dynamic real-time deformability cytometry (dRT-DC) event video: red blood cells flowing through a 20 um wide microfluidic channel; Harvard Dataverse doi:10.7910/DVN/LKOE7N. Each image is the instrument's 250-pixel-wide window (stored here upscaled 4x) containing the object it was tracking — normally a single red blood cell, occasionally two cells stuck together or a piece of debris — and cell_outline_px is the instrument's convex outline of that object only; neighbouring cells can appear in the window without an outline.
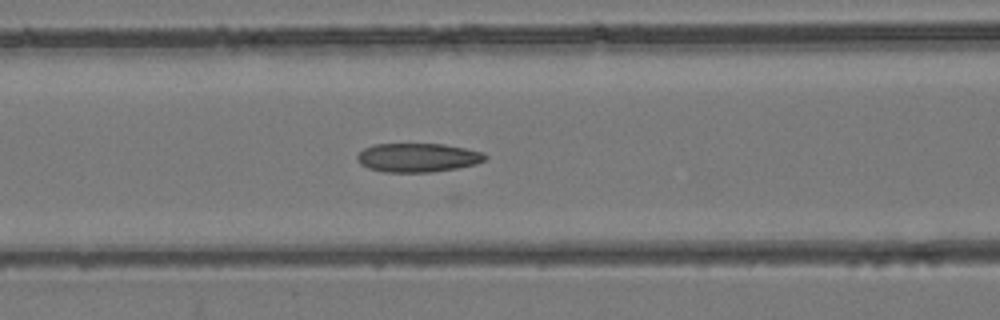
{"species": "common noctule bat (a hibernating species)", "species_latin": "Nyctalus noctula", "temperature_condition": "room temperature", "stored_images_in_passage": 22, "camera_frame_rate_fps": 3000, "um_per_image_px": 0.085, "animal": {"sex": "female", "body_mass_g": 24.6, "forearm_length_mm": 56.2}, "frame": {"image": 1, "passage_image": 5, "time_ms": 1.333, "image_size_px": [1000, 320], "cell_outline_px": [[488, 156], [484, 160], [476, 164], [456, 168], [432, 172], [384, 172], [368, 168], [360, 164], [356, 160], [356, 156], [364, 148], [372, 144], [444, 144], [484, 152]], "centroid_in_image_um": [35.49, 13.39], "position_along_channel_um": 131.1, "area_um2": 21.62}}
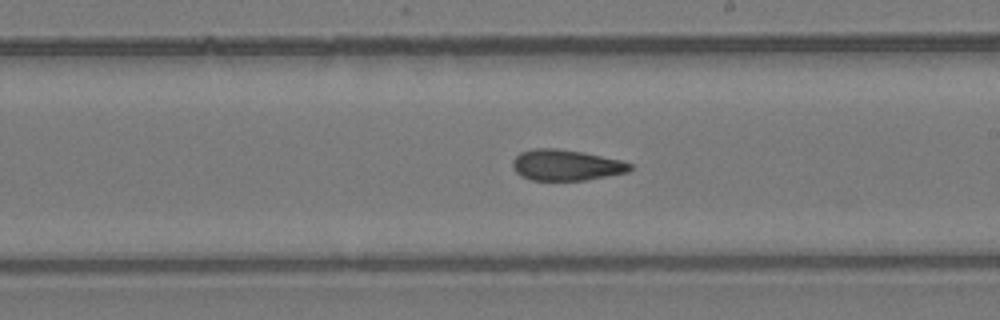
{"frame": {"image": 2, "passage_image": 12, "time_ms": 3.667, "image_size_px": [1000, 320], "cell_outline_px": [[632, 168], [628, 172], [584, 180], [532, 180], [520, 176], [512, 168], [512, 160], [520, 152], [532, 148], [556, 148], [584, 152], [620, 160], [632, 164]], "centroid_in_image_um": [48.08, 14.02], "position_along_channel_um": 240.9, "area_um2": 21.21}}
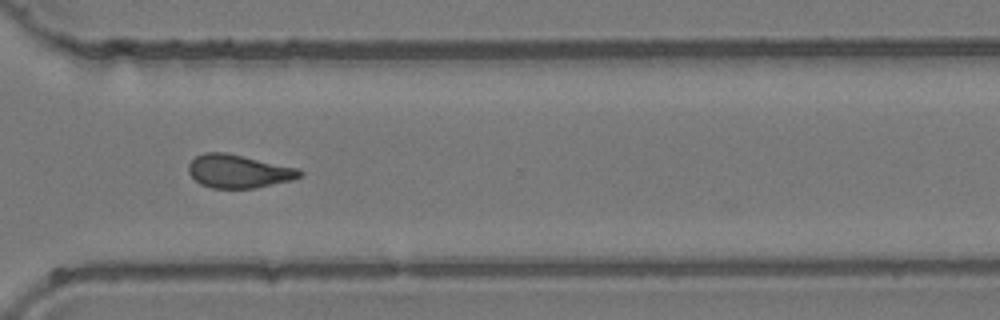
{"frame": {"image": 3, "passage_image": 19, "time_ms": 6.0, "image_size_px": [1000, 320], "cell_outline_px": [[304, 172], [300, 176], [292, 180], [256, 188], [212, 188], [200, 184], [188, 172], [188, 164], [196, 156], [204, 152], [224, 152], [296, 168]], "centroid_in_image_um": [20.24, 14.56], "position_along_channel_um": 350.4, "area_um2": 21.33}}